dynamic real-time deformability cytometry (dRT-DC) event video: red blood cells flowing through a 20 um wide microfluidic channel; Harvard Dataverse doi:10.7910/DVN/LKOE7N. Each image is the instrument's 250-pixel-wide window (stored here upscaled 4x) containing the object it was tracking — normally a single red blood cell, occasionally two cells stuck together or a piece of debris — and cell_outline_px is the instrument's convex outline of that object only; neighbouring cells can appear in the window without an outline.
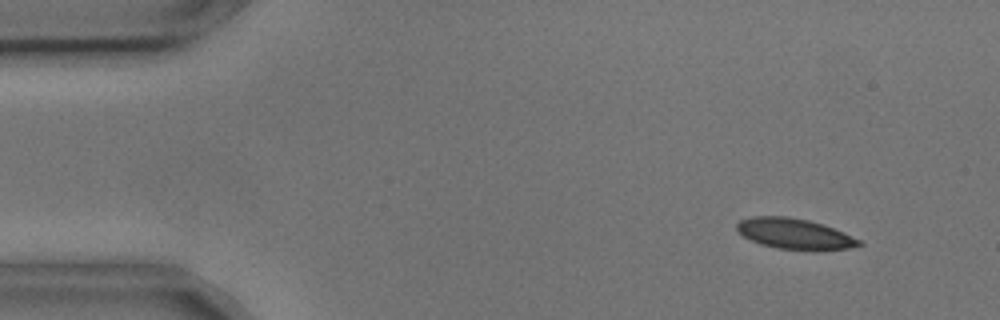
{"species": "common noctule bat (a hibernating species)", "species_latin": "Nyctalus noctula", "temperature_condition": "cold", "stored_images_in_passage": 52, "camera_frame_rate_fps": 3000, "um_per_image_px": 0.085, "animal": {"sex": "male", "body_mass_g": 17.9, "forearm_length_mm": 54.2}, "frame": {"image": 1, "passage_image": 5, "time_ms": 1.333, "image_size_px": [1000, 320], "cell_outline_px": [[864, 244], [848, 248], [776, 248], [760, 244], [744, 236], [736, 228], [736, 224], [740, 220], [752, 216], [788, 216], [808, 220], [824, 224], [844, 232], [860, 240]], "centroid_in_image_um": [67.5, 19.82], "position_along_channel_um": 17.5, "area_um2": 21.15}}
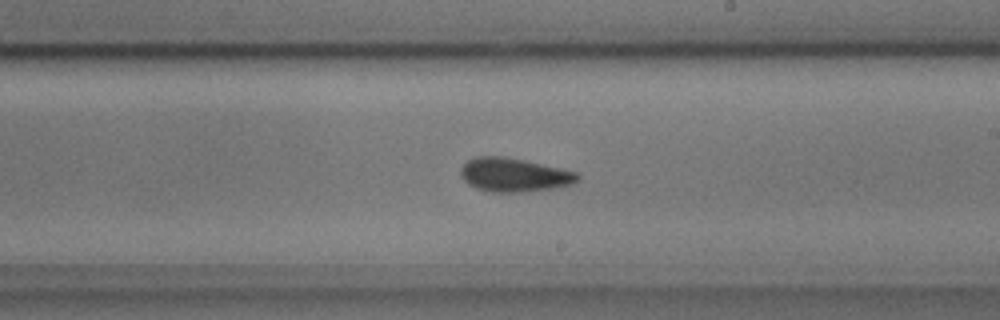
{"frame": {"image": 2, "passage_image": 31, "time_ms": 10.0, "image_size_px": [1000, 320], "cell_outline_px": [[580, 180], [572, 184], [552, 188], [520, 192], [492, 192], [476, 188], [468, 184], [460, 176], [460, 168], [468, 160], [476, 156], [504, 156], [524, 160], [580, 172]], "centroid_in_image_um": [43.71, 14.86], "position_along_channel_um": 245.3, "area_um2": 23.12}}
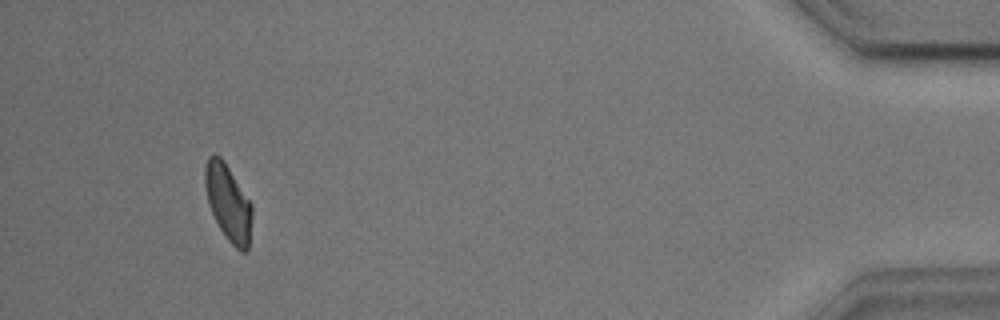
{"frame": {"image": 3, "passage_image": 51, "time_ms": 16.667, "image_size_px": [1000, 320], "cell_outline_px": [[252, 216], [248, 252], [240, 252], [228, 240], [220, 228], [208, 204], [204, 184], [204, 168], [208, 156], [216, 152], [224, 160], [252, 204]], "centroid_in_image_um": [19.39, 17.2], "position_along_channel_um": 415.8, "area_um2": 21.1}}